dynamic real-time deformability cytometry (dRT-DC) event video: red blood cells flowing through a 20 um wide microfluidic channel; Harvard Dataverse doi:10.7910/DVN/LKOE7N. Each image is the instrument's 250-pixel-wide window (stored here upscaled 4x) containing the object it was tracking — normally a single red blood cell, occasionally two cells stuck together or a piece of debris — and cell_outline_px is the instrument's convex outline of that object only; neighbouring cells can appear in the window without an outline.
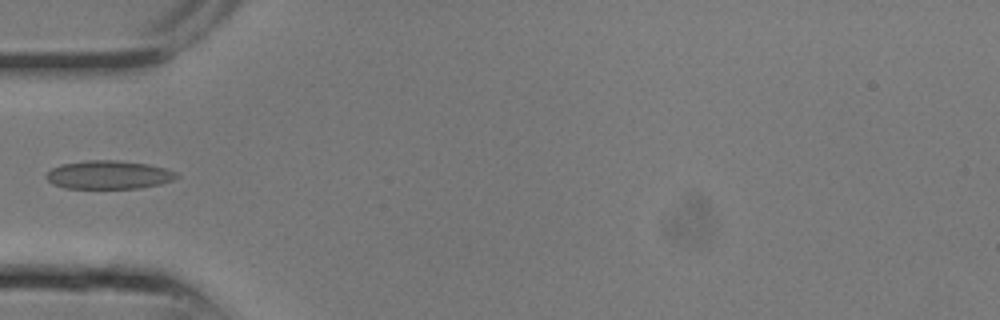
{"species": "common noctule bat (a hibernating species)", "species_latin": "Nyctalus noctula", "temperature_condition": "room temperature", "stored_images_in_passage": 7, "camera_frame_rate_fps": 3000, "um_per_image_px": 0.085, "animal": {"sex": "male", "body_mass_g": 13.3}, "frame": {"image": 1, "passage_image": 5, "time_ms": 1.333, "image_size_px": [1000, 320], "cell_outline_px": [[180, 176], [172, 180], [160, 184], [140, 188], [64, 188], [52, 184], [44, 176], [52, 168], [60, 164], [88, 160], [116, 160], [148, 164], [164, 168], [176, 172]], "centroid_in_image_um": [9.22, 14.86], "position_along_channel_um": 75.8, "area_um2": 21.62}}